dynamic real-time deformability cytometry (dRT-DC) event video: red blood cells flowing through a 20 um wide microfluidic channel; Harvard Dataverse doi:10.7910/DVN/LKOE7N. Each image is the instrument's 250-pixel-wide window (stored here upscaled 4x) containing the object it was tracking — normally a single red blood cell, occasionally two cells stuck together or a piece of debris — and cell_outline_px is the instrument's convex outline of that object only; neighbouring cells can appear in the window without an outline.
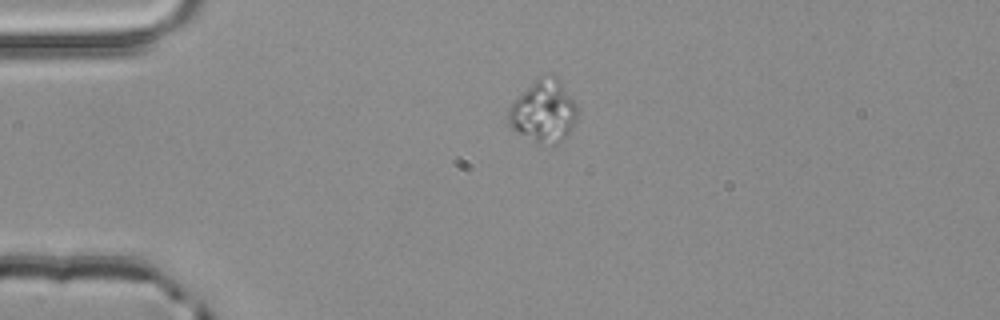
{"species": "common noctule bat (a hibernating species)", "species_latin": "Nyctalus noctula", "temperature_condition": "room temperature", "stored_images_in_passage": 2, "camera_frame_rate_fps": 3000, "um_per_image_px": 0.085, "animal": {"sex": "male", "body_mass_g": 20.4}, "frame": {"image": 1, "passage_image": 1, "time_ms": 0.0, "image_size_px": [1000, 320], "cell_outline_px": [[580, 108], [572, 128], [568, 136], [556, 144], [540, 144], [512, 128], [508, 124], [508, 108], [540, 76], [548, 72], [556, 76], [560, 80]], "centroid_in_image_um": [46.27, 9.45], "position_along_channel_um": 38.7, "area_um2": 24.91}}